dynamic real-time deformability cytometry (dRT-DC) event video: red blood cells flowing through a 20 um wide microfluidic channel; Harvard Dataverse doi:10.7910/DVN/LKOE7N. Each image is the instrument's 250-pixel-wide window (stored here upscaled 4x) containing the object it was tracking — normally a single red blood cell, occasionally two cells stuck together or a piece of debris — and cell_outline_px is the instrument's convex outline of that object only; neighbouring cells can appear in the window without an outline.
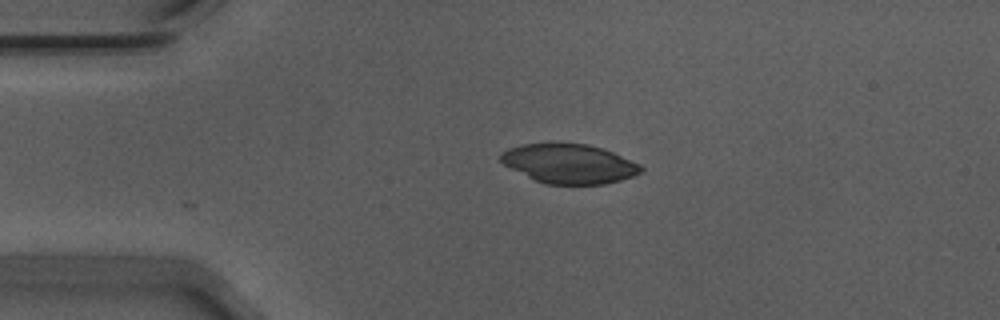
{"species": "Egyptian fruit bat (a non-hibernating species)", "species_latin": "Rousettus aegyptiacus", "temperature_condition": "warm", "stored_images_in_passage": 11, "camera_frame_rate_fps": 3000, "um_per_image_px": 0.085, "animal": {"sex": "male"}, "frame": {"image": 1, "passage_image": 1, "time_ms": 0.0, "image_size_px": [1000, 320], "cell_outline_px": [[644, 168], [640, 172], [632, 176], [620, 180], [604, 184], [544, 184], [504, 164], [500, 160], [500, 156], [508, 148], [524, 144], [588, 144], [604, 148], [640, 164]], "centroid_in_image_um": [48.42, 13.92], "position_along_channel_um": 36.6, "area_um2": 31.67}}